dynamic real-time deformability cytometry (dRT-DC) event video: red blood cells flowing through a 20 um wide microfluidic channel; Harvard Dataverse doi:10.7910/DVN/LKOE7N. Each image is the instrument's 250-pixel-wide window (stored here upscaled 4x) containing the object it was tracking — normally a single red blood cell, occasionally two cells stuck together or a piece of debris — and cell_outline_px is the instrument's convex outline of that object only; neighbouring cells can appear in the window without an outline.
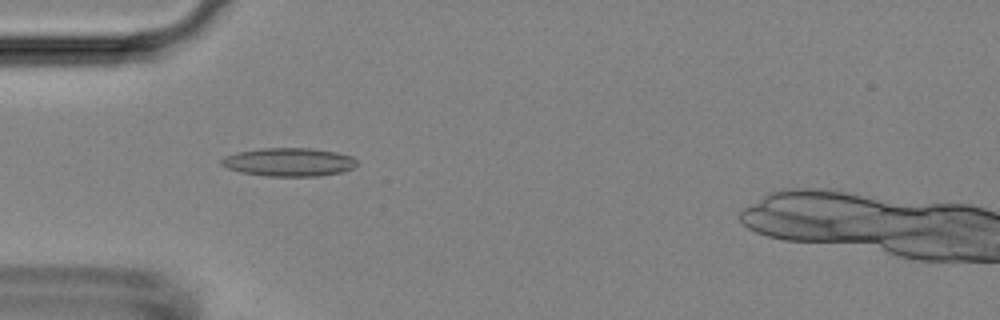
{"species": "Egyptian fruit bat (a non-hibernating species)", "species_latin": "Rousettus aegyptiacus", "temperature_condition": "room temperature", "stored_images_in_passage": 53, "camera_frame_rate_fps": 3000, "um_per_image_px": 0.085, "animal": {"sex": "female"}, "frame": {"image": 1, "passage_image": 17, "time_ms": 5.333, "image_size_px": [1000, 320], "cell_outline_px": [[356, 164], [352, 168], [344, 172], [320, 176], [264, 176], [240, 172], [228, 168], [220, 164], [220, 160], [224, 156], [236, 152], [260, 148], [312, 148], [336, 152], [352, 156], [356, 160]], "centroid_in_image_um": [24.54, 13.77], "position_along_channel_um": 60.5, "area_um2": 22.6}}
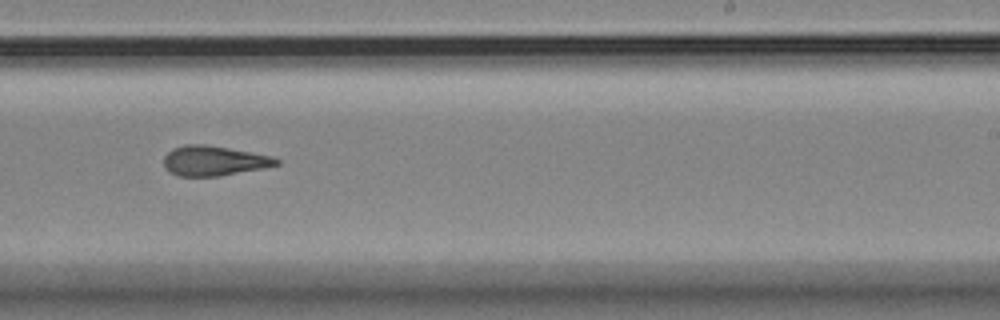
{"frame": {"image": 2, "passage_image": 34, "time_ms": 11.0, "image_size_px": [1000, 320], "cell_outline_px": [[280, 164], [264, 168], [220, 176], [176, 176], [168, 172], [164, 168], [164, 156], [172, 148], [184, 144], [204, 144], [228, 148], [272, 156], [280, 160]], "centroid_in_image_um": [18.15, 13.67], "position_along_channel_um": 270.9, "area_um2": 19.77}}
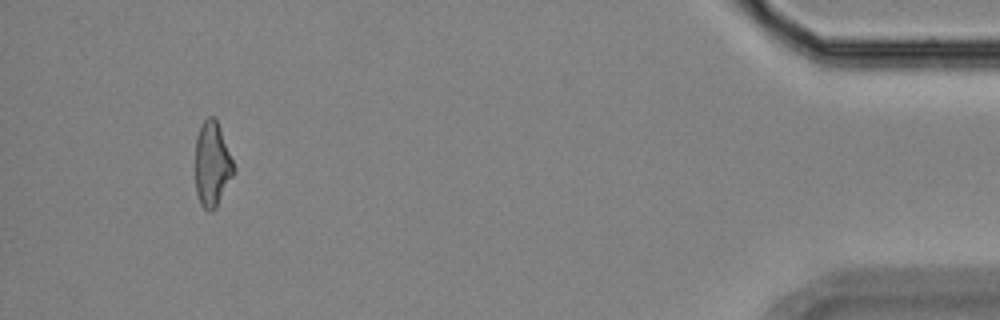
{"frame": {"image": 3, "passage_image": 51, "time_ms": 16.667, "image_size_px": [1000, 320], "cell_outline_px": [[236, 172], [216, 208], [212, 212], [208, 212], [200, 204], [196, 192], [196, 136], [200, 124], [208, 116], [216, 116], [236, 168]], "centroid_in_image_um": [18.06, 13.95], "position_along_channel_um": 417.1, "area_um2": 19.48}}